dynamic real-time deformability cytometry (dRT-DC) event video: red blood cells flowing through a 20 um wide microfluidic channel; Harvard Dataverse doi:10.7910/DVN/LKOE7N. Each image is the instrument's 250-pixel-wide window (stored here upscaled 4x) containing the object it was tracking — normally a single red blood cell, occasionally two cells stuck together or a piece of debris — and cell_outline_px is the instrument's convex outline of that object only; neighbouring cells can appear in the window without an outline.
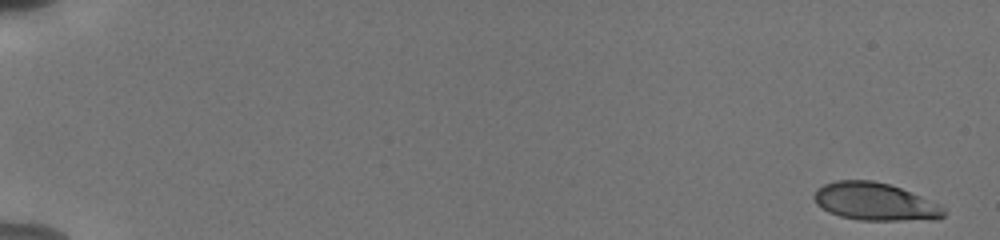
{"species": "human", "species_latin": "Homo sapiens", "temperature_condition": "cold", "stored_images_in_passage": 55, "camera_frame_rate_fps": 3000, "um_per_image_px": 0.085, "donor": {"sex": "male"}, "frame": {"image": 1, "passage_image": 1, "time_ms": 0.0, "image_size_px": [1000, 240], "cell_outline_px": [[944, 216], [936, 220], [860, 220], [840, 216], [828, 212], [816, 204], [812, 196], [816, 188], [824, 184], [836, 180], [872, 180], [888, 184], [900, 188], [940, 204], [944, 208]], "centroid_in_image_um": [74.35, 17.14], "position_along_channel_um": 10.7, "area_um2": 28.61}}
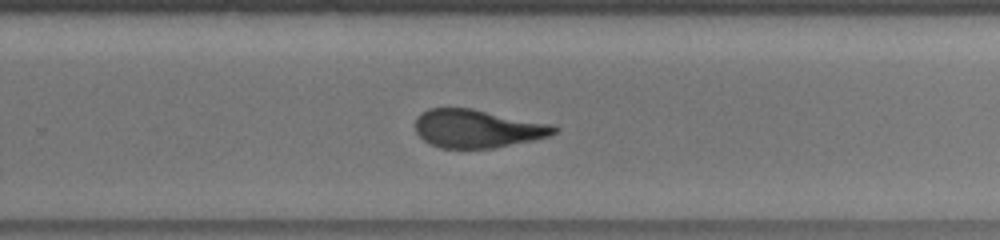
{"frame": {"image": 2, "passage_image": 38, "time_ms": 12.333, "image_size_px": [1000, 240], "cell_outline_px": [[560, 128], [556, 132], [548, 136], [536, 140], [492, 148], [440, 148], [428, 144], [416, 132], [416, 120], [420, 112], [428, 108], [472, 108], [556, 124]], "centroid_in_image_um": [40.62, 10.92], "position_along_channel_um": 289.2, "area_um2": 31.39}}
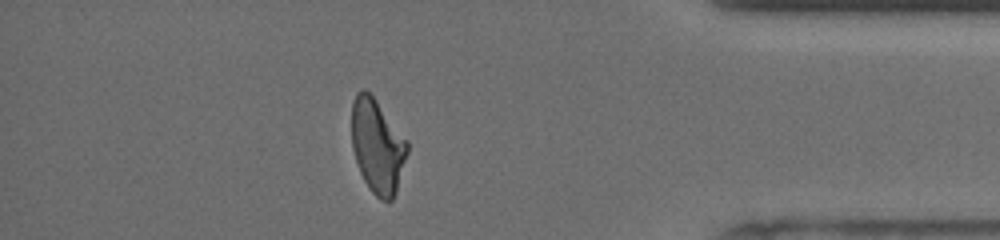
{"frame": {"image": 3, "passage_image": 49, "time_ms": 16.0, "image_size_px": [1000, 240], "cell_outline_px": [[408, 152], [396, 192], [392, 200], [388, 204], [380, 200], [368, 188], [360, 172], [352, 148], [352, 104], [356, 92], [364, 88], [376, 100], [408, 140]], "centroid_in_image_um": [32.09, 12.45], "position_along_channel_um": 403.1, "area_um2": 30.63}, "authors_computed_cell_mechanics": {"area_um2": 30.8074, "velocity_mm_per_s": 3.8013, "shape_relaxation_time_tau1_ms": 6.8886, "shape_relaxation_time_tau2_ms": 1.1232, "deformation_change_tau1": 0.2102, "deformation_change_tau2": 0.0862}}